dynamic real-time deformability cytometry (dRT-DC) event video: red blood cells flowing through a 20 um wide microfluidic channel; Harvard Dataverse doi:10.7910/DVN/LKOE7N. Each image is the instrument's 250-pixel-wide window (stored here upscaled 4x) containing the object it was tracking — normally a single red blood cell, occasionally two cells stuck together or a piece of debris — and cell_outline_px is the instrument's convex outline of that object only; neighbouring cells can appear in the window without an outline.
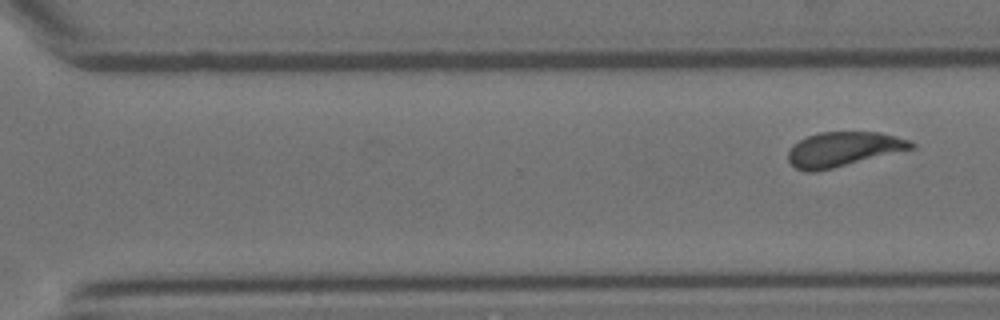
{"species": "Egyptian fruit bat (a non-hibernating species)", "species_latin": "Rousettus aegyptiacus", "temperature_condition": "room temperature", "stored_images_in_passage": 10, "segment_of_instrument_passage": [2, 2], "camera_frame_rate_fps": 3000, "um_per_image_px": 0.085, "animal": {"sex": "female"}, "frame": {"image": 1, "passage_image": 10, "time_ms": 3.0, "image_size_px": [1000, 320], "cell_outline_px": [[916, 148], [816, 172], [804, 172], [796, 168], [788, 160], [788, 152], [792, 144], [808, 136], [820, 132], [880, 132], [912, 140], [916, 144]], "centroid_in_image_um": [71.7, 12.68], "position_along_channel_um": 298.9, "area_um2": 24.97}}